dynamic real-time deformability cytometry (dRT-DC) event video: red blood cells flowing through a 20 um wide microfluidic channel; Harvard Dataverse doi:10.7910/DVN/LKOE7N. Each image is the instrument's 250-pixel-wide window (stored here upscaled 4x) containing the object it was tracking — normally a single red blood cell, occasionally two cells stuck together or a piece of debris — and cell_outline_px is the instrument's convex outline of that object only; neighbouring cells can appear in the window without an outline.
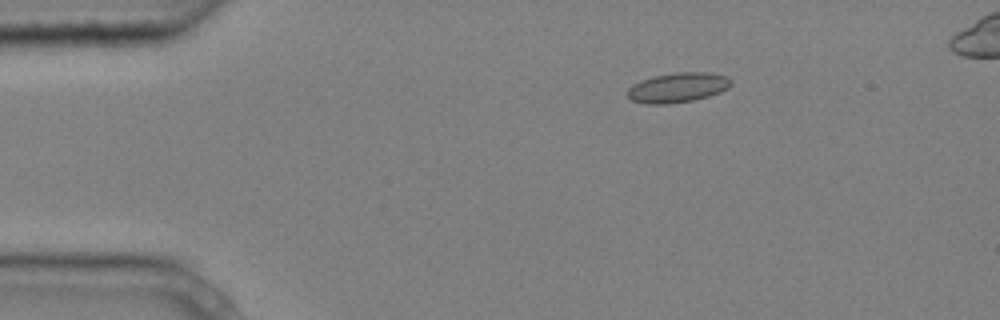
{"species": "common noctule bat (a hibernating species)", "species_latin": "Nyctalus noctula", "temperature_condition": "cold", "stored_images_in_passage": 2, "camera_frame_rate_fps": 3000, "um_per_image_px": 0.085, "animal": {"sex": "male", "body_mass_g": 20.4}, "frame": {"image": 1, "passage_image": 2, "time_ms": 0.333, "image_size_px": [1000, 320], "cell_outline_px": [[732, 84], [728, 88], [720, 92], [708, 96], [692, 100], [668, 104], [644, 104], [632, 100], [628, 96], [628, 88], [632, 84], [640, 80], [656, 76], [676, 72], [708, 72], [728, 76], [732, 80]], "centroid_in_image_um": [57.62, 7.43], "position_along_channel_um": 27.4, "area_um2": 18.03}}